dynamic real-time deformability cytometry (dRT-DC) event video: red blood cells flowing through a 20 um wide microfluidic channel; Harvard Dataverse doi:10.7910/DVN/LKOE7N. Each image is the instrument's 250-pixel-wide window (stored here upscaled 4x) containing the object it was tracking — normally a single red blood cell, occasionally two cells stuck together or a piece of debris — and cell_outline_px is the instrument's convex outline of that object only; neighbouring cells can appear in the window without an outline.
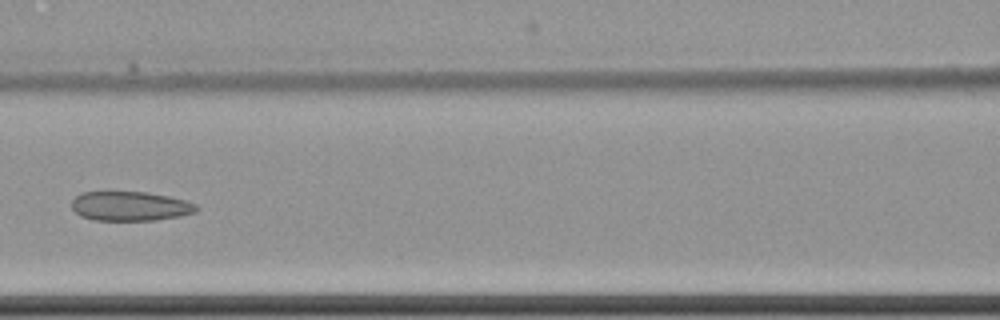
{"species": "common noctule bat (a hibernating species)", "species_latin": "Nyctalus noctula", "temperature_condition": "cold", "stored_images_in_passage": 10, "camera_frame_rate_fps": 3000, "um_per_image_px": 0.085, "animal": {"sex": "female", "body_mass_g": 22.7, "forearm_length_mm": 54.2}, "frame": {"image": 1, "passage_image": 9, "time_ms": 10.0, "image_size_px": [1000, 320], "cell_outline_px": [[200, 208], [196, 212], [180, 216], [156, 220], [92, 220], [80, 216], [72, 208], [72, 200], [76, 196], [84, 192], [148, 192], [168, 196], [184, 200], [196, 204]], "centroid_in_image_um": [11.08, 17.53], "position_along_channel_um": 155.5, "area_um2": 21.39}}
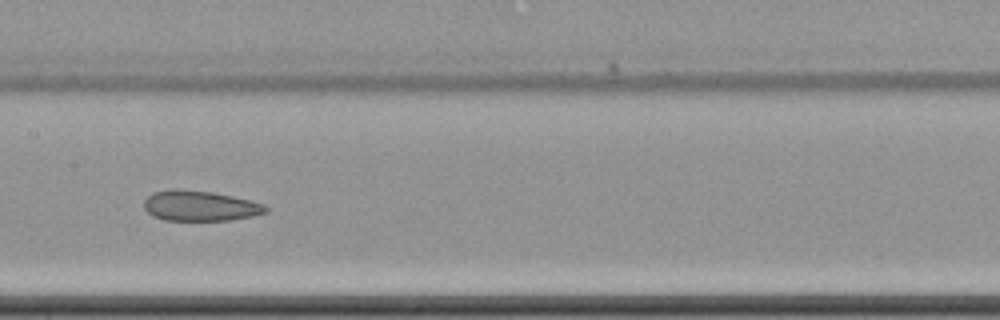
{"frame": {"image": 2, "passage_image": 10, "time_ms": 11.0, "image_size_px": [1000, 320], "cell_outline_px": [[268, 212], [252, 216], [228, 220], [164, 220], [152, 216], [144, 208], [144, 200], [152, 192], [172, 188], [180, 188], [212, 192], [252, 200], [264, 204], [268, 208]], "centroid_in_image_um": [16.98, 17.48], "position_along_channel_um": 190.4, "area_um2": 21.73}}